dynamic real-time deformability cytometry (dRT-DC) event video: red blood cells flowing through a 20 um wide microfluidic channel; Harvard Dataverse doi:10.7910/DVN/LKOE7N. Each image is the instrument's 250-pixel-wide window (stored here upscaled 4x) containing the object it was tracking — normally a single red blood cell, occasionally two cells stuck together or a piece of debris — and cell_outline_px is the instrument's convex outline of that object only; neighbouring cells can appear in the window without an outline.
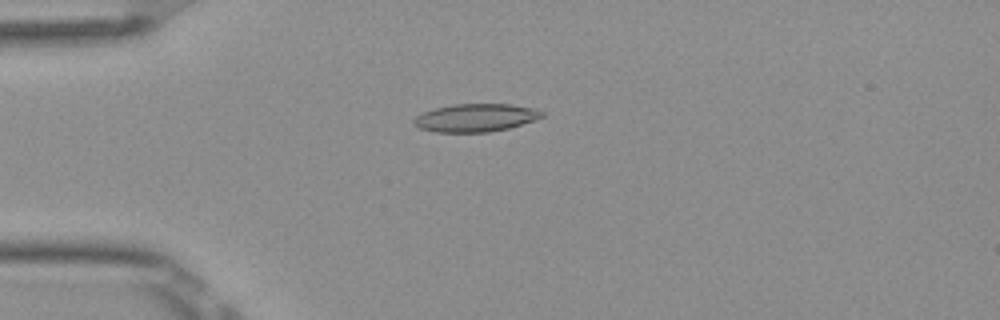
{"species": "Egyptian fruit bat (a non-hibernating species)", "species_latin": "Rousettus aegyptiacus", "temperature_condition": "room temperature", "stored_images_in_passage": 52, "camera_frame_rate_fps": 3000, "um_per_image_px": 0.085, "frame": {"image": 1, "passage_image": 14, "time_ms": 4.333, "image_size_px": [1000, 320], "cell_outline_px": [[544, 116], [536, 120], [508, 128], [488, 132], [436, 132], [420, 128], [412, 124], [412, 120], [416, 116], [424, 112], [436, 108], [452, 104], [512, 104], [532, 108], [544, 112]], "centroid_in_image_um": [40.43, 10.01], "position_along_channel_um": 44.6, "area_um2": 20.87}}
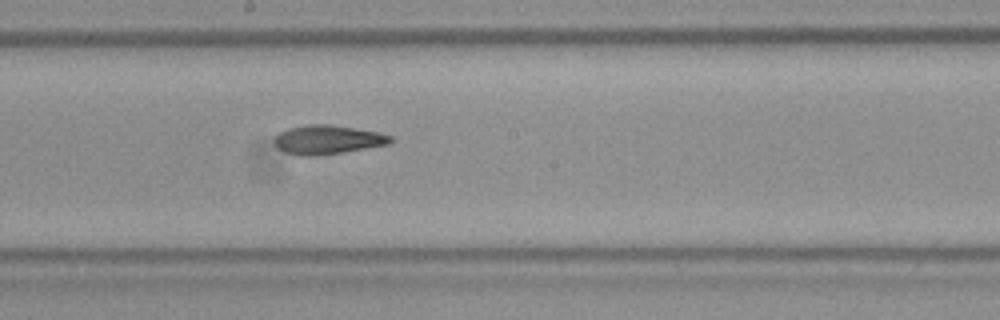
{"frame": {"image": 2, "passage_image": 29, "time_ms": 9.333, "image_size_px": [1000, 320], "cell_outline_px": [[392, 140], [388, 144], [316, 156], [296, 156], [284, 152], [272, 140], [280, 132], [288, 128], [308, 124], [328, 124], [376, 132], [392, 136]], "centroid_in_image_um": [27.78, 11.87], "position_along_channel_um": 220.4, "area_um2": 19.31}}
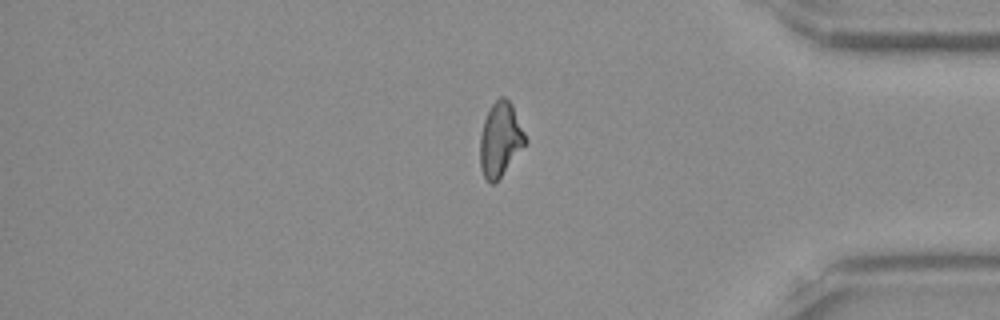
{"frame": {"image": 3, "passage_image": 44, "time_ms": 14.333, "image_size_px": [1000, 320], "cell_outline_px": [[528, 140], [496, 184], [488, 184], [480, 168], [480, 136], [484, 120], [492, 104], [500, 96], [504, 96], [512, 104]], "centroid_in_image_um": [42.52, 11.89], "position_along_channel_um": 392.7, "area_um2": 19.65}, "authors_computed_cell_mechanics": {"area_um2": 19.8543, "velocity_mm_per_s": 3.9223, "shape_relaxation_time_tau1_ms": 11.3835, "shape_relaxation_time_tau2_ms": 4.1344, "deformation_change_tau1": 0.2604, "deformation_change_tau2": 0.1326}}